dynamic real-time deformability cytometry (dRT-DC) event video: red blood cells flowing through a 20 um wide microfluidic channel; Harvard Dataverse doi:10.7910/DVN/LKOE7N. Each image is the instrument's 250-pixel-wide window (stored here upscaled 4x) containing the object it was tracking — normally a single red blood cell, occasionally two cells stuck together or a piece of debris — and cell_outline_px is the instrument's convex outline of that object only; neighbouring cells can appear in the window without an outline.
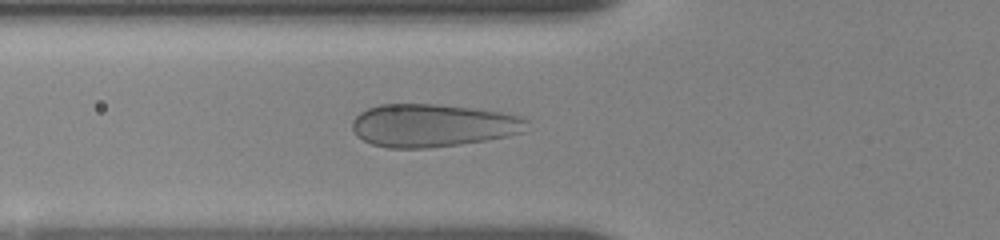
{"species": "human", "species_latin": "Homo sapiens", "temperature_condition": "room temperature", "stored_images_in_passage": 22, "camera_frame_rate_fps": 3000, "um_per_image_px": 0.085, "donor": {"sex": "female"}, "frame": {"image": 1, "passage_image": 14, "time_ms": 6.0, "image_size_px": [1000, 240], "cell_outline_px": [[528, 120], [524, 132], [508, 136], [488, 140], [460, 144], [428, 148], [388, 148], [372, 144], [356, 136], [352, 128], [352, 120], [360, 112], [368, 108], [380, 104], [436, 104], [472, 108], [500, 112], [520, 116]], "centroid_in_image_um": [36.77, 10.66], "position_along_channel_um": 89.0, "area_um2": 43.75}}
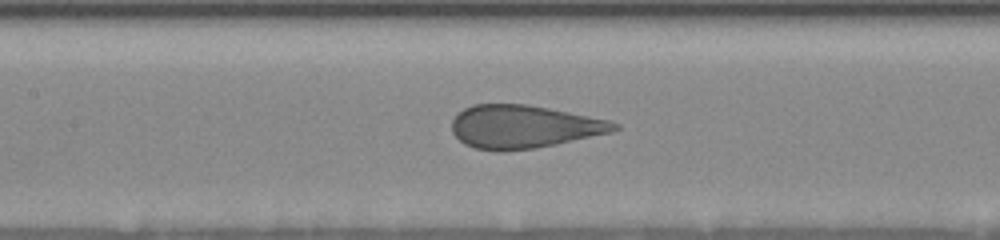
{"frame": {"image": 2, "passage_image": 19, "time_ms": 8.0, "image_size_px": [1000, 240], "cell_outline_px": [[620, 128], [612, 132], [556, 144], [536, 148], [476, 148], [464, 144], [452, 132], [452, 120], [464, 108], [472, 104], [528, 104], [608, 120], [620, 124]], "centroid_in_image_um": [44.54, 10.73], "position_along_channel_um": 162.9, "area_um2": 39.82}}
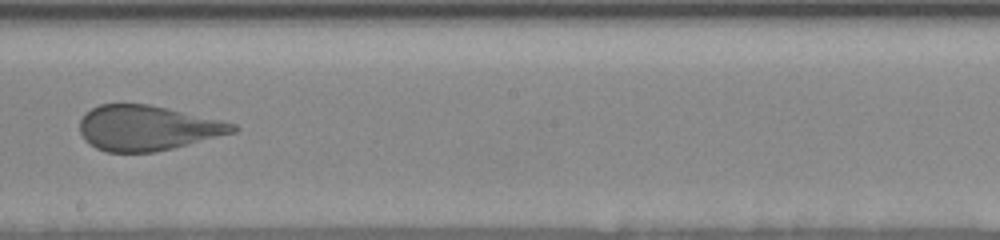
{"frame": {"image": 3, "passage_image": 22, "time_ms": 10.0, "image_size_px": [1000, 240], "cell_outline_px": [[240, 128], [236, 132], [156, 152], [104, 152], [88, 144], [84, 140], [80, 132], [80, 120], [84, 112], [100, 104], [148, 104], [220, 120], [236, 124]], "centroid_in_image_um": [12.48, 10.88], "position_along_channel_um": 235.7, "area_um2": 40.17}}